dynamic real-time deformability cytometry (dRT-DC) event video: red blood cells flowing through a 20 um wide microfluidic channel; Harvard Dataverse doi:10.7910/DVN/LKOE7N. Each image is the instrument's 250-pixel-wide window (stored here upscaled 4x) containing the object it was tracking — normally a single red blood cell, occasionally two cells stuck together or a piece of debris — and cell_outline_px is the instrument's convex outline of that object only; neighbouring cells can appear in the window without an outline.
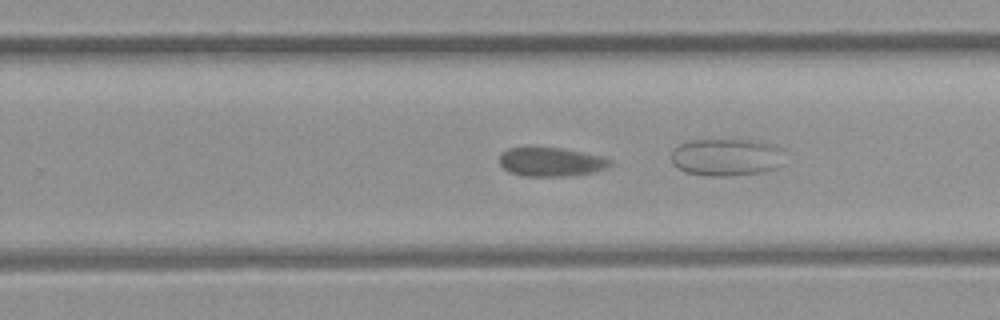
{"species": "common noctule bat (a hibernating species)", "species_latin": "Nyctalus noctula", "temperature_condition": "room temperature", "stored_images_in_passage": 29, "camera_frame_rate_fps": 3000, "um_per_image_px": 0.085, "animal": {"sex": "female", "body_mass_g": 21.9}, "frame": {"image": 1, "passage_image": 21, "time_ms": 6.667, "image_size_px": [1000, 320], "cell_outline_px": [[612, 164], [596, 172], [572, 176], [524, 176], [508, 172], [500, 164], [500, 152], [508, 148], [560, 148], [600, 156], [612, 160]], "centroid_in_image_um": [46.82, 13.78], "position_along_channel_um": 283.0, "area_um2": 18.55}}